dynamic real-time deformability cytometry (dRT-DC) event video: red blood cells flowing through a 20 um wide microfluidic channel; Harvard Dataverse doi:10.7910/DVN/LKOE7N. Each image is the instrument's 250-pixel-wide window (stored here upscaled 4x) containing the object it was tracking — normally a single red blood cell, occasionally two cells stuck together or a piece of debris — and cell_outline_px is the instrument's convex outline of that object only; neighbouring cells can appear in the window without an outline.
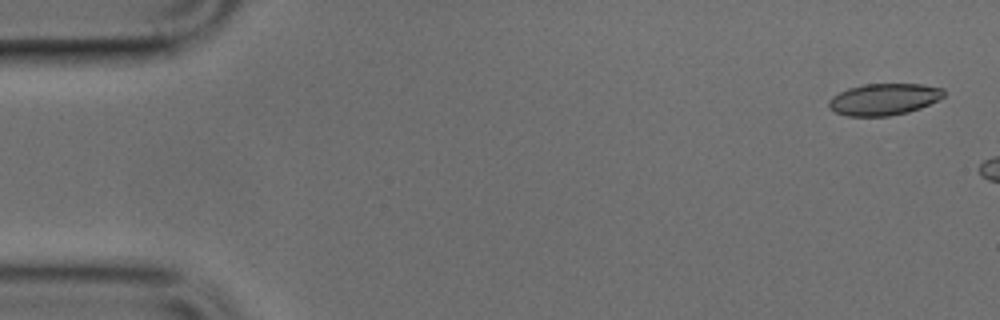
{"species": "common noctule bat (a hibernating species)", "species_latin": "Nyctalus noctula", "temperature_condition": "cold", "stored_images_in_passage": 7, "camera_frame_rate_fps": 3000, "um_per_image_px": 0.085, "animal": {"sex": "male", "body_mass_g": 17.9, "forearm_length_mm": 54.2}, "frame": {"image": 1, "passage_image": 2, "time_ms": 0.333, "image_size_px": [1000, 320], "cell_outline_px": [[944, 96], [920, 108], [908, 112], [888, 116], [848, 116], [836, 112], [828, 108], [828, 100], [832, 96], [848, 88], [864, 84], [920, 84], [944, 88]], "centroid_in_image_um": [75.1, 8.44], "position_along_channel_um": 9.9, "area_um2": 21.15}}